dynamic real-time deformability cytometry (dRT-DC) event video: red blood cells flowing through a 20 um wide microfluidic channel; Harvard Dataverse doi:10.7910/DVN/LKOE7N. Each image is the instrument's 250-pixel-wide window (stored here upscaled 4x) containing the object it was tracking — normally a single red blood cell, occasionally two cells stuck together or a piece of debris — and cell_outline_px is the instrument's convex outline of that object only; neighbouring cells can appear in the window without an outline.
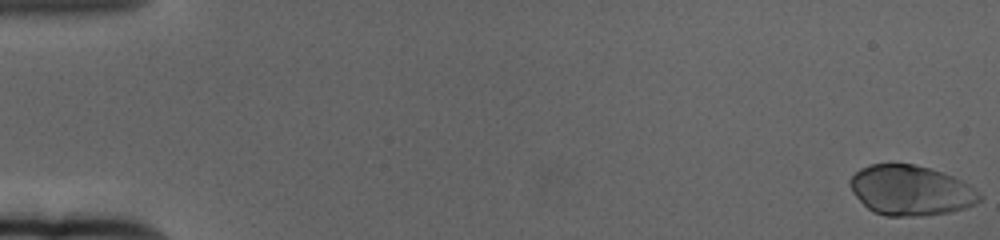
{"species": "human", "species_latin": "Homo sapiens", "temperature_condition": "cold", "stored_images_in_passage": 13, "camera_frame_rate_fps": 3000, "um_per_image_px": 0.085, "donor": {"sex": "female"}, "frame": {"image": 1, "passage_image": 1, "time_ms": 0.0, "image_size_px": [1000, 240], "cell_outline_px": [[980, 200], [976, 204], [964, 208], [948, 212], [924, 216], [888, 216], [872, 212], [852, 192], [848, 184], [848, 180], [860, 168], [872, 164], [912, 164], [928, 168], [952, 176], [968, 184], [980, 192]], "centroid_in_image_um": [77.39, 16.19], "position_along_channel_um": 7.6, "area_um2": 37.63}}